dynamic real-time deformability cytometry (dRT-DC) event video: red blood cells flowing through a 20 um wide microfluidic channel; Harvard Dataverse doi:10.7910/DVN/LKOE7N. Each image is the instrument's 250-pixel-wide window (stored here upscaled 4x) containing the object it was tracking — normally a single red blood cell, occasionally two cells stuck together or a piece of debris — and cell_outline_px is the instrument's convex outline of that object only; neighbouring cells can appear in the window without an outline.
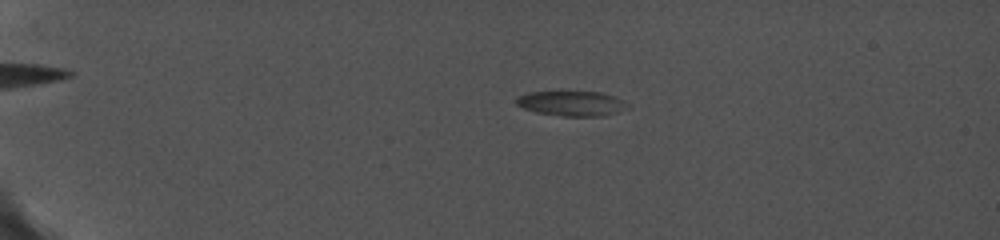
{"species": "common noctule bat (a hibernating species)", "species_latin": "Nyctalus noctula", "temperature_condition": "cold", "stored_images_in_passage": 41, "camera_frame_rate_fps": 5000, "um_per_image_px": 0.085, "animal": {"sex": "female", "body_mass_g": 19.0, "forearm_length_mm": 56.7}, "frame": {"image": 1, "passage_image": 5, "time_ms": 3.6, "image_size_px": [1000, 240], "cell_outline_px": [[616, 100], [608, 112], [596, 116], [564, 116], [536, 112], [524, 108], [516, 104], [516, 100], [520, 96], [532, 92], [596, 92], [612, 96]], "centroid_in_image_um": [48.22, 8.77], "position_along_channel_um": 36.8, "area_um2": 14.33}}
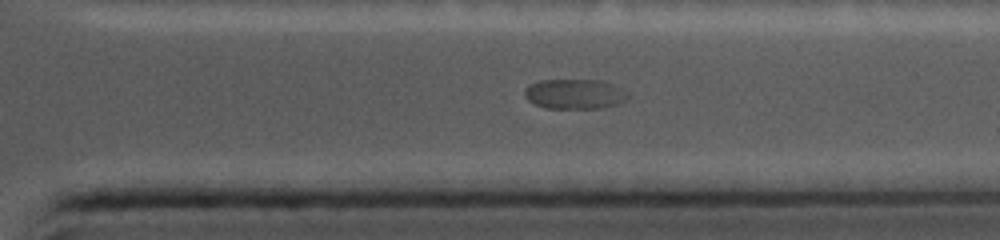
{"frame": {"image": 2, "passage_image": 35, "time_ms": 14.8, "image_size_px": [1000, 240], "cell_outline_px": [[628, 96], [624, 100], [616, 104], [604, 108], [544, 108], [528, 100], [524, 96], [524, 92], [532, 84], [540, 80], [600, 80], [612, 84], [628, 92]], "centroid_in_image_um": [48.85, 7.99], "position_along_channel_um": 362.5, "area_um2": 17.8}}
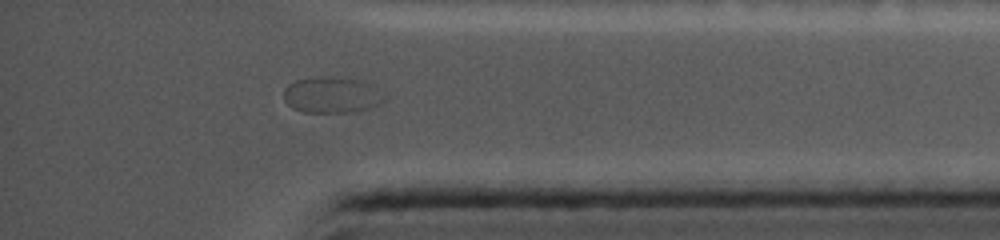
{"frame": {"image": 3, "passage_image": 38, "time_ms": 16.0, "image_size_px": [1000, 240], "cell_outline_px": [[384, 100], [372, 108], [352, 112], [304, 112], [292, 108], [284, 100], [284, 88], [288, 84], [296, 80], [320, 76], [332, 76], [364, 80]], "centroid_in_image_um": [28.11, 8.07], "position_along_channel_um": 407.1, "area_um2": 20.92}}